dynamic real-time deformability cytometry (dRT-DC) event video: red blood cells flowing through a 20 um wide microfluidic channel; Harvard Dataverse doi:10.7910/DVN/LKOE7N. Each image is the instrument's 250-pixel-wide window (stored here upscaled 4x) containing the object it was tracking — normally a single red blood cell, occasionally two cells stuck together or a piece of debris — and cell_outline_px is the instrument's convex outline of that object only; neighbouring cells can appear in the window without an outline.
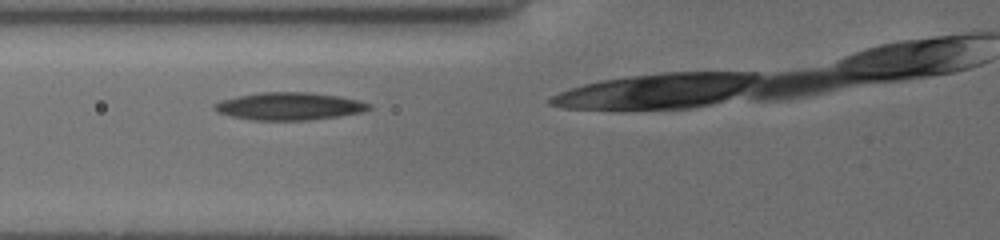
{"species": "common noctule bat (a hibernating species)", "species_latin": "Nyctalus noctula", "temperature_condition": "cold", "stored_images_in_passage": 18, "camera_frame_rate_fps": 3000, "um_per_image_px": 0.085, "animal": {"sex": "female", "body_mass_g": 19.5, "forearm_length_mm": 54.1}, "frame": {"image": 1, "passage_image": 5, "time_ms": 1.333, "image_size_px": [1000, 240], "cell_outline_px": [[372, 108], [360, 112], [336, 116], [308, 120], [252, 120], [232, 116], [220, 112], [216, 108], [216, 104], [224, 100], [240, 96], [260, 92], [308, 92], [336, 96], [356, 100], [368, 104]], "centroid_in_image_um": [24.6, 9.03], "position_along_channel_um": 101.2, "area_um2": 24.04}}
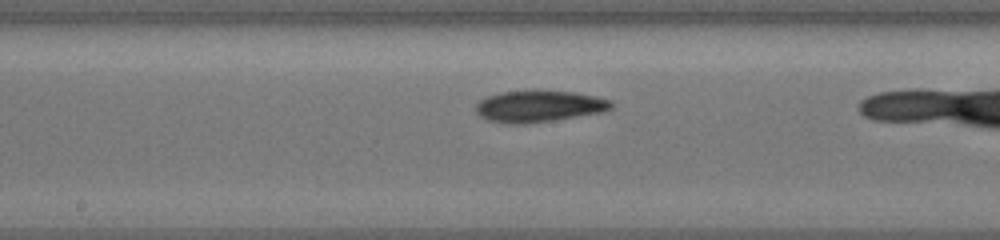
{"frame": {"image": 2, "passage_image": 13, "time_ms": 4.0, "image_size_px": [1000, 240], "cell_outline_px": [[612, 108], [600, 112], [552, 120], [524, 124], [504, 124], [488, 120], [480, 116], [476, 112], [476, 104], [480, 100], [488, 96], [500, 92], [540, 88], [576, 92], [608, 100], [612, 104]], "centroid_in_image_um": [45.74, 9.0], "position_along_channel_um": 202.5, "area_um2": 25.26}}
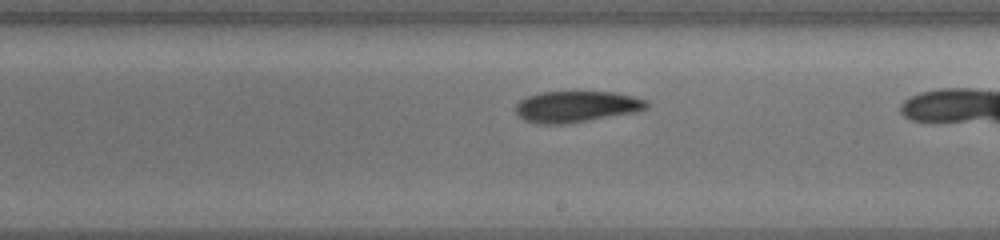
{"frame": {"image": 3, "passage_image": 16, "time_ms": 5.0, "image_size_px": [1000, 240], "cell_outline_px": [[648, 104], [644, 108], [636, 112], [564, 124], [540, 124], [524, 120], [516, 112], [516, 104], [520, 100], [528, 96], [540, 92], [616, 92], [636, 96], [644, 100]], "centroid_in_image_um": [48.97, 9.05], "position_along_channel_um": 240.0, "area_um2": 23.64}}